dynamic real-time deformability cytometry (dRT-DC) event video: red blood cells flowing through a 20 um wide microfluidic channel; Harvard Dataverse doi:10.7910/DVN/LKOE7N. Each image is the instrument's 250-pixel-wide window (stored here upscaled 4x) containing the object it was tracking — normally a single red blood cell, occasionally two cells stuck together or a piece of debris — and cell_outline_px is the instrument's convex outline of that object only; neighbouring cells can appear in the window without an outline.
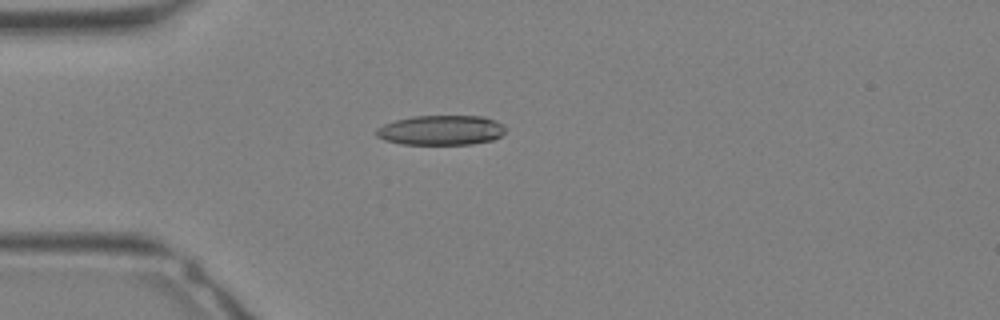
{"species": "Egyptian fruit bat (a non-hibernating species)", "species_latin": "Rousettus aegyptiacus", "temperature_condition": "warm", "stored_images_in_passage": 25, "camera_frame_rate_fps": 3000, "um_per_image_px": 0.085, "animal": {"sex": "female"}, "frame": {"image": 1, "passage_image": 1, "time_ms": 0.0, "image_size_px": [1000, 320], "cell_outline_px": [[504, 132], [500, 136], [492, 140], [472, 144], [400, 144], [384, 140], [376, 136], [376, 128], [384, 124], [396, 120], [412, 116], [484, 116], [496, 120], [504, 124]], "centroid_in_image_um": [37.48, 11.06], "position_along_channel_um": 47.5, "area_um2": 22.54}}
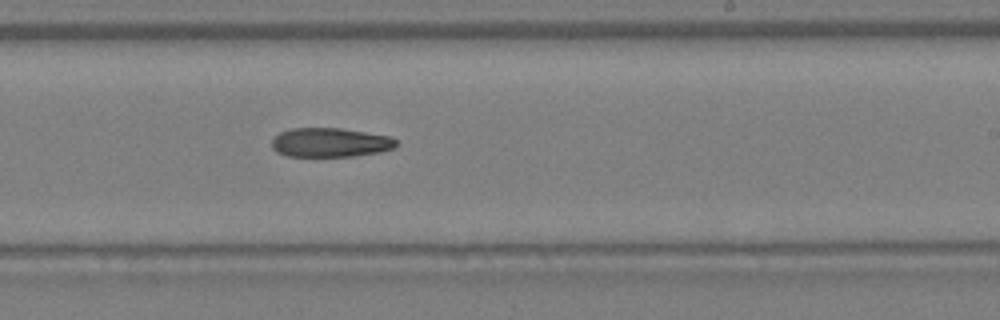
{"frame": {"image": 2, "passage_image": 12, "time_ms": 3.667, "image_size_px": [1000, 320], "cell_outline_px": [[400, 144], [396, 148], [380, 152], [352, 156], [288, 156], [276, 152], [272, 148], [272, 140], [280, 132], [292, 128], [340, 128], [388, 136], [396, 140]], "centroid_in_image_um": [28.08, 12.11], "position_along_channel_um": 260.9, "area_um2": 21.15}}
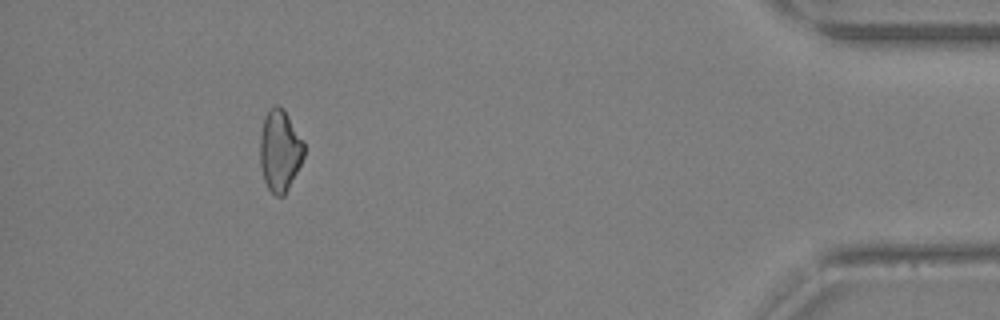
{"frame": {"image": 3, "passage_image": 22, "time_ms": 7.0, "image_size_px": [1000, 320], "cell_outline_px": [[304, 156], [284, 196], [276, 196], [268, 188], [264, 180], [260, 164], [260, 136], [264, 116], [268, 108], [276, 104], [280, 104], [284, 108], [304, 140]], "centroid_in_image_um": [23.78, 12.73], "position_along_channel_um": 411.4, "area_um2": 21.15}}